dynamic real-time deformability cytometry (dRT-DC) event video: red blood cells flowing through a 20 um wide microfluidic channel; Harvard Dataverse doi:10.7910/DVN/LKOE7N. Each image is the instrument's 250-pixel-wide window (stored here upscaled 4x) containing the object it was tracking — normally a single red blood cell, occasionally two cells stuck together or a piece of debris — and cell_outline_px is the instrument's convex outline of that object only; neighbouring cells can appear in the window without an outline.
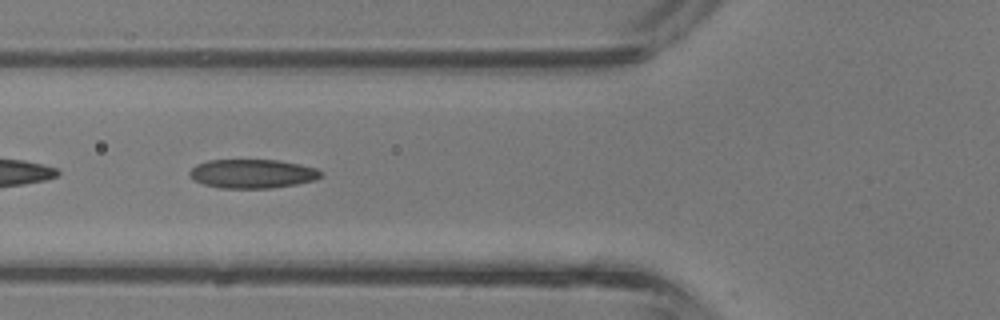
{"species": "common noctule bat (a hibernating species)", "species_latin": "Nyctalus noctula", "temperature_condition": "room temperature", "stored_images_in_passage": 34, "camera_frame_rate_fps": 3000, "um_per_image_px": 0.085, "animal": {"sex": "male", "body_mass_g": 13.3}, "frame": {"image": 1, "passage_image": 7, "time_ms": 2.0, "image_size_px": [1000, 320], "cell_outline_px": [[324, 172], [316, 180], [296, 184], [272, 188], [220, 188], [204, 184], [196, 180], [188, 172], [196, 164], [208, 160], [280, 160], [316, 168]], "centroid_in_image_um": [21.48, 14.76], "position_along_channel_um": 104.3, "area_um2": 22.08}}
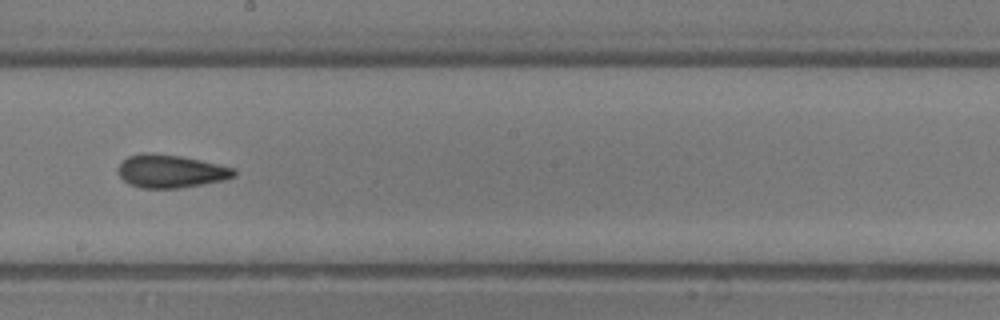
{"frame": {"image": 2, "passage_image": 15, "time_ms": 4.667, "image_size_px": [1000, 320], "cell_outline_px": [[236, 176], [224, 180], [180, 188], [140, 188], [128, 184], [120, 176], [116, 168], [128, 156], [144, 152], [180, 156], [236, 168]], "centroid_in_image_um": [14.5, 14.56], "position_along_channel_um": 233.7, "area_um2": 22.31}}
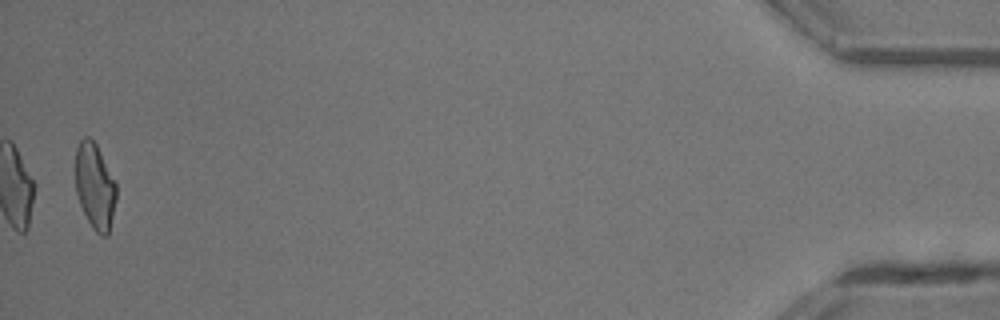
{"frame": {"image": 3, "passage_image": 33, "time_ms": 10.667, "image_size_px": [1000, 320], "cell_outline_px": [[116, 200], [108, 236], [100, 236], [92, 228], [80, 204], [76, 192], [76, 148], [80, 140], [84, 136], [88, 136], [96, 144], [116, 184]], "centroid_in_image_um": [8.06, 15.85], "position_along_channel_um": 427.1, "area_um2": 20.23}, "authors_computed_cell_mechanics": {"area_um2": 21.7906, "velocity_mm_per_s": 4.8328, "shape_relaxation_time_tau1_ms": 6.5631, "shape_relaxation_time_tau2_ms": 1.9434, "deformation_change_tau1": 0.1785, "deformation_change_tau2": 0.1006}}